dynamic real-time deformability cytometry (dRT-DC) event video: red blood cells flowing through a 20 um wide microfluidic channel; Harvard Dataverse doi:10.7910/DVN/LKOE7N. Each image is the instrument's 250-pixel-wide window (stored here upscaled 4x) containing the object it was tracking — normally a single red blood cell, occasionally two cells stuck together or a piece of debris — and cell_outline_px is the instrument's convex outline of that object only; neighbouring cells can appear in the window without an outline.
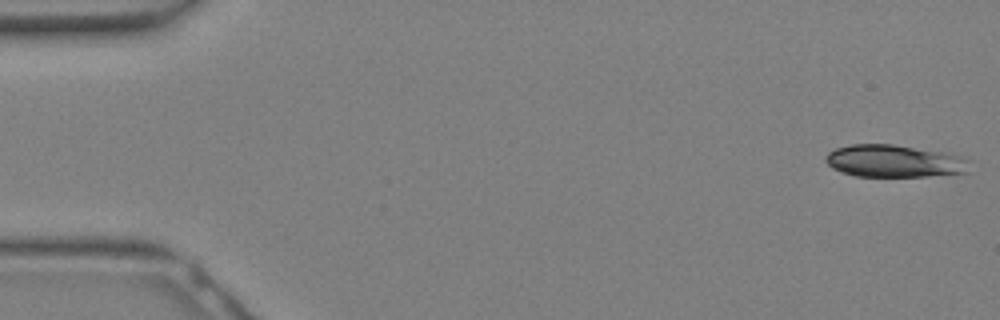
{"species": "Egyptian fruit bat (a non-hibernating species)", "species_latin": "Rousettus aegyptiacus", "temperature_condition": "warm", "stored_images_in_passage": 15, "camera_frame_rate_fps": 3000, "um_per_image_px": 0.085, "animal": {"sex": "female"}, "frame": {"image": 1, "passage_image": 1, "time_ms": 0.0, "image_size_px": [1000, 320], "cell_outline_px": [[968, 172], [928, 176], [856, 176], [840, 172], [832, 168], [824, 160], [828, 152], [836, 148], [852, 144], [892, 144], [940, 152], [960, 156], [968, 160]], "centroid_in_image_um": [75.95, 13.69], "position_along_channel_um": 9.1, "area_um2": 26.88}}
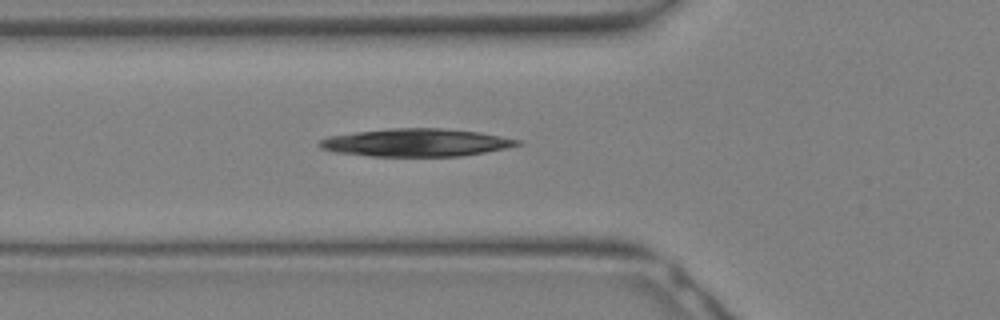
{"frame": {"image": 2, "passage_image": 11, "time_ms": 3.333, "image_size_px": [1000, 320], "cell_outline_px": [[524, 144], [508, 148], [460, 156], [368, 156], [332, 152], [320, 148], [316, 144], [320, 140], [328, 136], [356, 132], [388, 128], [444, 128], [480, 132], [524, 140]], "centroid_in_image_um": [35.39, 12.12], "position_along_channel_um": 90.4, "area_um2": 32.48}}
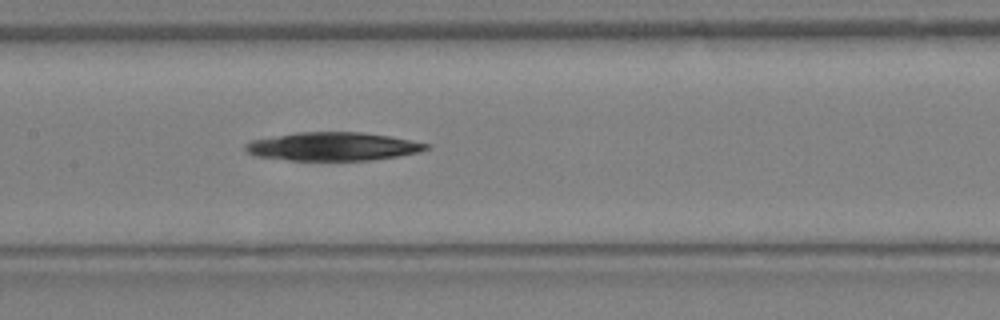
{"frame": {"image": 3, "passage_image": 15, "time_ms": 4.667, "image_size_px": [1000, 320], "cell_outline_px": [[432, 148], [420, 152], [372, 160], [288, 160], [256, 156], [244, 152], [244, 144], [252, 140], [296, 132], [360, 132], [388, 136], [432, 144]], "centroid_in_image_um": [28.29, 12.45], "position_along_channel_um": 179.1, "area_um2": 30.0}}